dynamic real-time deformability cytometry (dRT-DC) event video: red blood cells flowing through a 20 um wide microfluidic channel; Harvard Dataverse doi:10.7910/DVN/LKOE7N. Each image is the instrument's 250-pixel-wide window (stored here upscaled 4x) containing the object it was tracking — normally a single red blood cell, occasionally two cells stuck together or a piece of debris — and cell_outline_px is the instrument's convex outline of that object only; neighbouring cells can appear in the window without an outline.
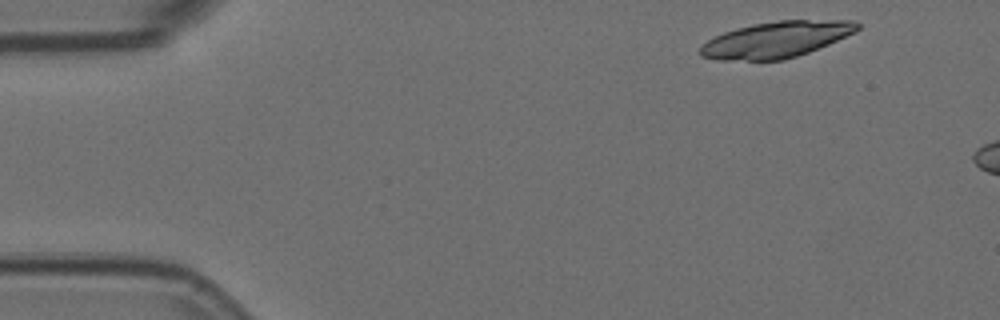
{"species": "Egyptian fruit bat (a non-hibernating species)", "species_latin": "Rousettus aegyptiacus", "temperature_condition": "room temperature", "stored_images_in_passage": 3, "camera_frame_rate_fps": 3000, "um_per_image_px": 0.085, "animal": {"sex": "female"}, "frame": {"image": 1, "passage_image": 1, "time_ms": 0.0, "image_size_px": [1000, 320], "cell_outline_px": [[860, 28], [856, 32], [828, 44], [808, 52], [784, 60], [716, 60], [700, 56], [700, 48], [708, 40], [724, 32], [736, 28], [752, 24], [776, 20], [852, 20], [860, 24]], "centroid_in_image_um": [65.99, 3.36], "position_along_channel_um": 19.0, "area_um2": 33.0}}